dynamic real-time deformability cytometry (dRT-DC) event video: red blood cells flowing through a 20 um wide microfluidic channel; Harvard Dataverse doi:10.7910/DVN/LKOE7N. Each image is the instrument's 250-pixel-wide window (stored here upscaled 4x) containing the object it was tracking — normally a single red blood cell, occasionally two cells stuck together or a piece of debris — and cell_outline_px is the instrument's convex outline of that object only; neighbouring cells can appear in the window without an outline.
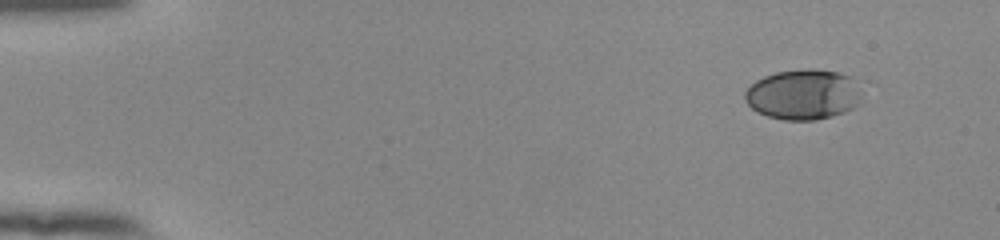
{"species": "human", "species_latin": "Homo sapiens", "temperature_condition": "room temperature", "stored_images_in_passage": 50, "camera_frame_rate_fps": 3000, "um_per_image_px": 0.085, "donor": {"sex": "female"}, "frame": {"image": 1, "passage_image": 1, "time_ms": 0.0, "image_size_px": [1000, 240], "cell_outline_px": [[860, 104], [844, 112], [832, 116], [816, 120], [784, 120], [768, 116], [756, 112], [744, 100], [744, 92], [756, 80], [764, 76], [776, 72], [804, 68], [816, 68], [836, 72], [852, 76], [860, 92]], "centroid_in_image_um": [68.27, 8.02], "position_along_channel_um": 16.7, "area_um2": 34.51}}
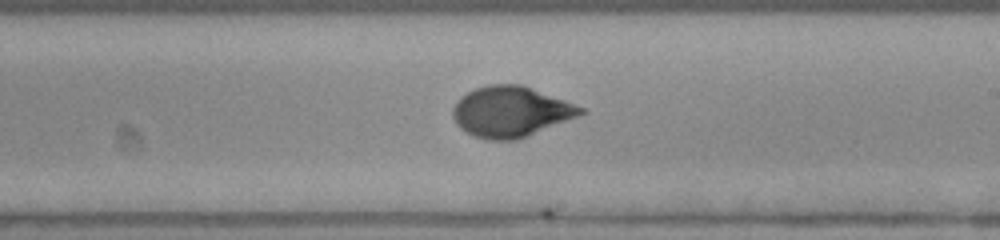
{"frame": {"image": 2, "passage_image": 29, "time_ms": 9.333, "image_size_px": [1000, 240], "cell_outline_px": [[588, 112], [516, 140], [488, 140], [476, 136], [460, 128], [456, 124], [452, 116], [452, 108], [456, 100], [460, 96], [476, 88], [488, 84], [520, 84], [564, 100], [584, 108]], "centroid_in_image_um": [43.37, 9.48], "position_along_channel_um": 245.6, "area_um2": 37.4}}
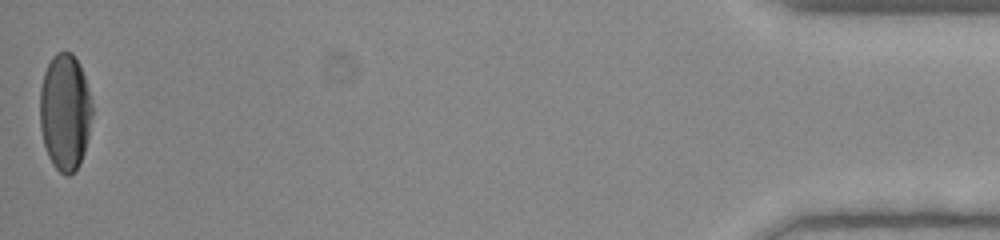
{"frame": {"image": 3, "passage_image": 50, "time_ms": 16.333, "image_size_px": [1000, 240], "cell_outline_px": [[92, 112], [88, 136], [84, 152], [80, 164], [68, 176], [64, 176], [52, 164], [48, 156], [44, 144], [40, 128], [40, 88], [44, 72], [52, 56], [56, 52], [72, 52], [80, 64], [88, 88], [92, 104]], "centroid_in_image_um": [5.51, 9.51], "position_along_channel_um": 429.7, "area_um2": 35.66}, "authors_computed_cell_mechanics": {"area_um2": 36.0672, "velocity_mm_per_s": 3.8628, "shape_relaxation_time_tau1_ms": 4.0143, "shape_relaxation_time_tau2_ms": null, "deformation_change_tau1": 0.1807, "deformation_change_tau2": null}}